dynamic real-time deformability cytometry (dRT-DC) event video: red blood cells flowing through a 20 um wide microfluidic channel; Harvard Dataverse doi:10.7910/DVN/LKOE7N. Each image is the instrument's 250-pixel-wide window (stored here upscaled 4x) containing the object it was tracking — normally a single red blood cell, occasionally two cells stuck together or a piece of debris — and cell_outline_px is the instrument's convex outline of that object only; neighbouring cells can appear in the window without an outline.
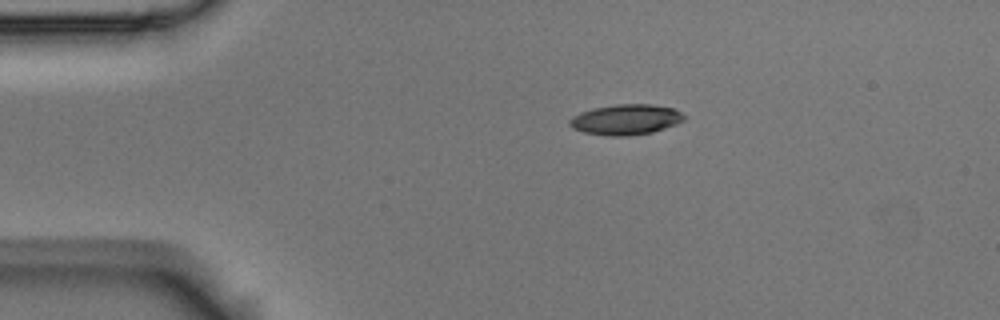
{"species": "Egyptian fruit bat (a non-hibernating species)", "species_latin": "Rousettus aegyptiacus", "temperature_condition": "room temperature", "stored_images_in_passage": 3, "camera_frame_rate_fps": 3000, "um_per_image_px": 0.085, "animal": {"sex": "male"}, "frame": {"image": 1, "passage_image": 1, "time_ms": 0.0, "image_size_px": [1000, 320], "cell_outline_px": [[684, 120], [676, 124], [652, 132], [628, 136], [608, 136], [584, 132], [572, 128], [568, 124], [568, 120], [572, 116], [580, 112], [596, 108], [616, 104], [652, 104], [672, 108], [680, 112], [684, 116]], "centroid_in_image_um": [53.16, 10.16], "position_along_channel_um": 31.8, "area_um2": 20.23}}
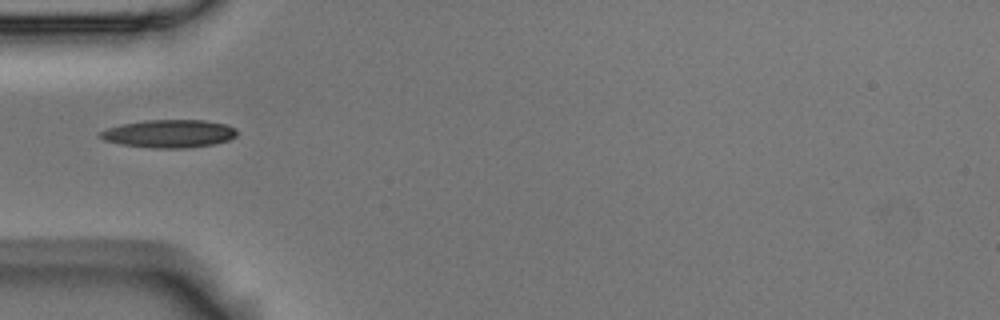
{"frame": {"image": 2, "passage_image": 3, "time_ms": 0.667, "image_size_px": [1000, 320], "cell_outline_px": [[236, 136], [228, 140], [212, 144], [184, 148], [152, 148], [120, 144], [104, 140], [96, 136], [100, 132], [108, 128], [120, 124], [144, 120], [204, 120], [228, 124], [236, 128]], "centroid_in_image_um": [14.35, 11.35], "position_along_channel_um": 70.6, "area_um2": 22.37}}